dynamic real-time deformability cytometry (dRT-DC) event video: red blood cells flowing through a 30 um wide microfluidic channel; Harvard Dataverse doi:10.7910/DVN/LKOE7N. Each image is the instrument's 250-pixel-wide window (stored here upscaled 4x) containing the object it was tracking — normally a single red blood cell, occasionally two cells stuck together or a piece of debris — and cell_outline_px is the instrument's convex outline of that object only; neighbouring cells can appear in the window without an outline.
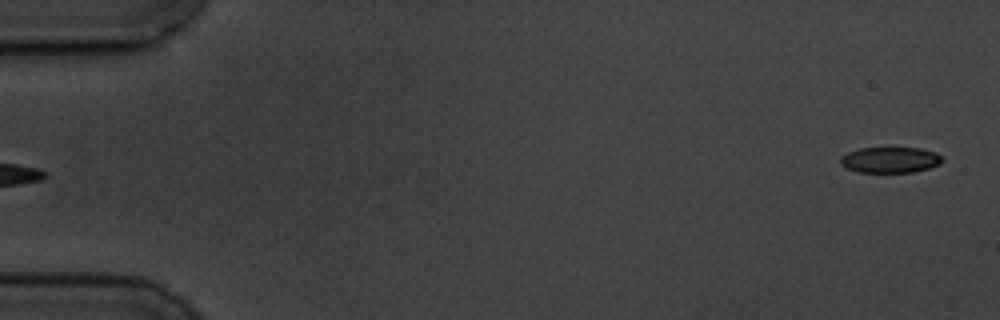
{"species": "common noctule bat (a hibernating species)", "species_latin": "Nyctalus noctula", "temperature_condition": "cold", "stored_images_in_passage": 5, "segment_of_instrument_passage": [2, 2], "camera_frame_rate_fps": 3000, "um_per_image_px": 0.085, "animal": {"sex": "male", "body_mass_g": 19.5, "forearm_length_mm": 54.6}, "frame": {"image": 1, "passage_image": 5, "time_ms": 4.667, "image_size_px": [1000, 320], "cell_outline_px": [[940, 164], [928, 168], [912, 172], [856, 172], [840, 164], [840, 156], [848, 152], [860, 148], [920, 148], [936, 152], [940, 156]], "centroid_in_image_um": [75.62, 13.59], "position_along_channel_um": 9.4, "area_um2": 15.2}}